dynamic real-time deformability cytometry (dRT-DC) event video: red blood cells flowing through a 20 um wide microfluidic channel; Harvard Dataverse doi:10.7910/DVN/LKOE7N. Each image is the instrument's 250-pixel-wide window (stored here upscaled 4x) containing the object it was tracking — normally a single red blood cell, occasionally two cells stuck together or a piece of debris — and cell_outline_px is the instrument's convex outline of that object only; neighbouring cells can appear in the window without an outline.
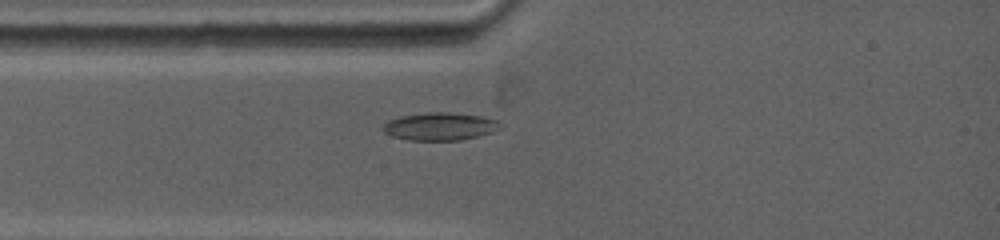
{"species": "common noctule bat (a hibernating species)", "species_latin": "Nyctalus noctula", "temperature_condition": "warm", "stored_images_in_passage": 30, "camera_frame_rate_fps": 5000, "um_per_image_px": 0.085, "animal": {"sex": "female", "body_mass_g": 19.0, "forearm_length_mm": 53.3}, "frame": {"image": 1, "passage_image": 5, "time_ms": 2.2, "image_size_px": [1000, 240], "cell_outline_px": [[500, 128], [492, 132], [460, 140], [408, 140], [392, 136], [384, 132], [384, 124], [388, 120], [400, 116], [428, 112], [444, 112], [480, 116], [496, 120], [500, 124]], "centroid_in_image_um": [37.36, 10.75], "position_along_channel_um": 47.6, "area_um2": 18.67}}
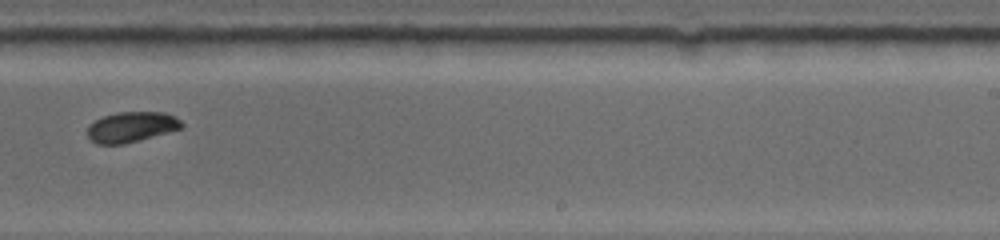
{"frame": {"image": 2, "passage_image": 17, "time_ms": 8.2, "image_size_px": [1000, 240], "cell_outline_px": [[184, 128], [124, 144], [96, 144], [88, 140], [88, 124], [104, 116], [116, 112], [164, 112], [176, 116], [184, 124]], "centroid_in_image_um": [11.18, 10.79], "position_along_channel_um": 277.8, "area_um2": 16.88}}
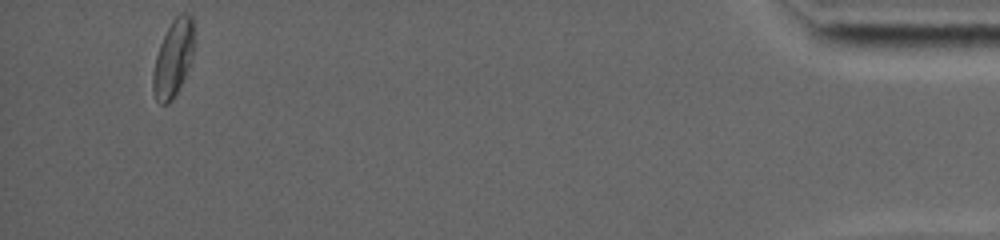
{"frame": {"image": 3, "passage_image": 30, "time_ms": 14.8, "image_size_px": [1000, 240], "cell_outline_px": [[192, 56], [184, 80], [172, 100], [168, 104], [160, 104], [156, 100], [152, 92], [152, 72], [156, 56], [160, 44], [172, 20], [180, 12], [184, 12], [192, 16]], "centroid_in_image_um": [14.69, 5.01], "position_along_channel_um": 420.5, "area_um2": 18.26}, "authors_computed_cell_mechanics": {"area_um2": 17.34, "velocity_mm_per_s": 3.8385, "shape_relaxation_time_tau1_ms": 2.8096, "shape_relaxation_time_tau2_ms": null, "deformation_change_tau1": 0.0965, "deformation_change_tau2": null}}